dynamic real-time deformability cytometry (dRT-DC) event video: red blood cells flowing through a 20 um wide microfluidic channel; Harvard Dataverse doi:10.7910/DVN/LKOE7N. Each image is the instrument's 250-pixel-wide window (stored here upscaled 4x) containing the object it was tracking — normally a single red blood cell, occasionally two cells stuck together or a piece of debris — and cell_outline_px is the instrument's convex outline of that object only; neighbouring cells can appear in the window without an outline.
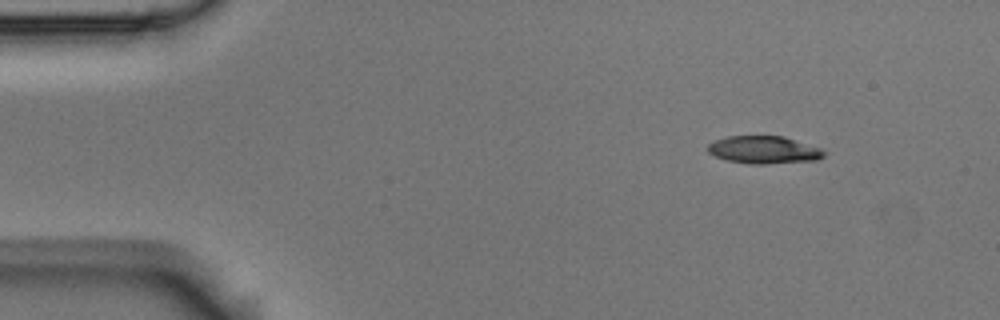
{"species": "Egyptian fruit bat (a non-hibernating species)", "species_latin": "Rousettus aegyptiacus", "temperature_condition": "room temperature", "stored_images_in_passage": 8, "camera_frame_rate_fps": 3000, "um_per_image_px": 0.085, "animal": {"sex": "male"}, "frame": {"image": 1, "passage_image": 1, "time_ms": 0.0, "image_size_px": [1000, 320], "cell_outline_px": [[828, 152], [824, 156], [816, 160], [768, 164], [752, 164], [728, 160], [716, 156], [708, 152], [704, 148], [708, 144], [716, 140], [728, 136], [784, 136], [820, 148]], "centroid_in_image_um": [64.93, 12.73], "position_along_channel_um": 20.1, "area_um2": 18.73}}
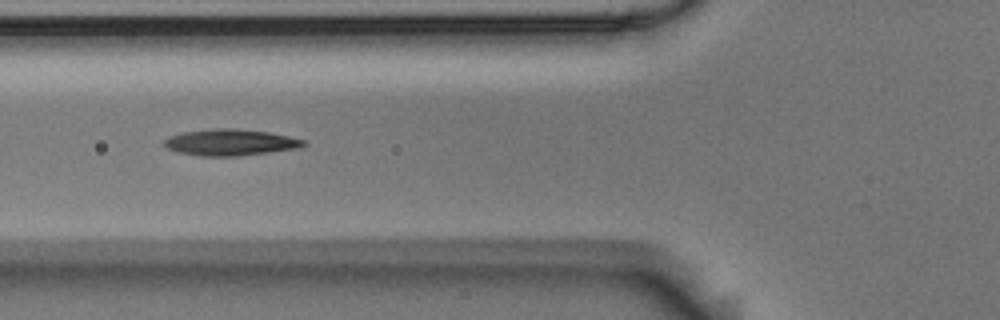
{"frame": {"image": 2, "passage_image": 5, "time_ms": 1.333, "image_size_px": [1000, 320], "cell_outline_px": [[308, 144], [300, 148], [240, 156], [200, 156], [176, 152], [168, 148], [164, 144], [164, 140], [168, 136], [184, 132], [216, 128], [232, 128], [268, 132], [308, 140]], "centroid_in_image_um": [19.62, 12.11], "position_along_channel_um": 106.2, "area_um2": 21.56}}
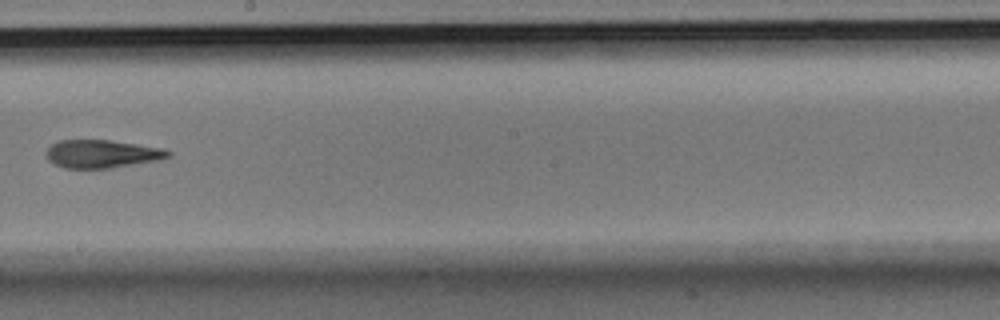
{"frame": {"image": 3, "passage_image": 8, "time_ms": 2.333, "image_size_px": [1000, 320], "cell_outline_px": [[172, 156], [156, 160], [112, 168], [64, 168], [48, 160], [44, 152], [56, 140], [108, 140], [136, 144], [160, 148], [172, 152]], "centroid_in_image_um": [8.62, 13.08], "position_along_channel_um": 239.6, "area_um2": 19.83}}